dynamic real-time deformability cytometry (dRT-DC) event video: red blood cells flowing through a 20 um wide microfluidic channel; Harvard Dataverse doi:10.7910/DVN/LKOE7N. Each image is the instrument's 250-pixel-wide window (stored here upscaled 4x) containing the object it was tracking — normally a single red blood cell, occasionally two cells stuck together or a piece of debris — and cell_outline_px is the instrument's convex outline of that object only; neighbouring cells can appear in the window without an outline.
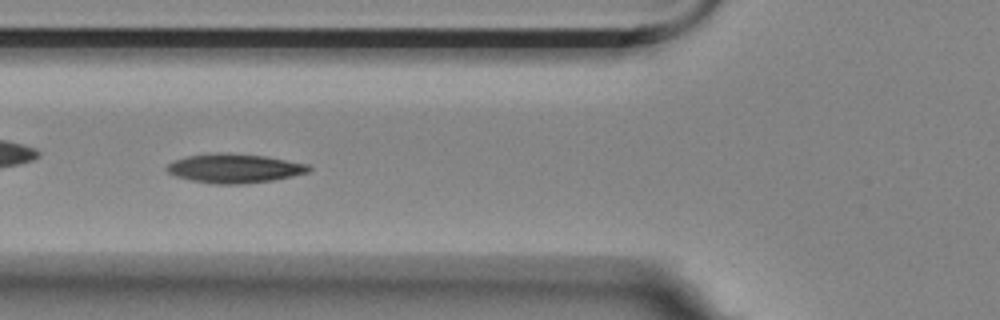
{"species": "Egyptian fruit bat (a non-hibernating species)", "species_latin": "Rousettus aegyptiacus", "temperature_condition": "room temperature", "stored_images_in_passage": 56, "camera_frame_rate_fps": 3000, "um_per_image_px": 0.085, "animal": {"sex": "female"}, "frame": {"image": 1, "passage_image": 20, "time_ms": 6.333, "image_size_px": [1000, 320], "cell_outline_px": [[312, 168], [308, 172], [292, 176], [272, 180], [244, 184], [216, 184], [192, 180], [176, 176], [168, 172], [164, 168], [172, 160], [188, 156], [216, 152], [224, 152], [264, 156], [308, 164]], "centroid_in_image_um": [19.9, 14.3], "position_along_channel_um": 105.9, "area_um2": 24.04}}
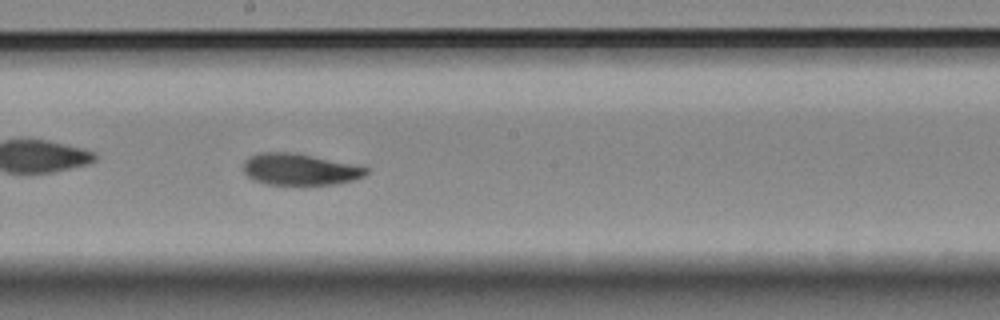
{"frame": {"image": 2, "passage_image": 30, "time_ms": 9.667, "image_size_px": [1000, 320], "cell_outline_px": [[368, 172], [364, 176], [352, 180], [336, 184], [264, 184], [252, 180], [244, 172], [244, 160], [260, 152], [292, 152], [312, 156], [368, 168]], "centroid_in_image_um": [25.43, 14.4], "position_along_channel_um": 222.8, "area_um2": 22.2}}
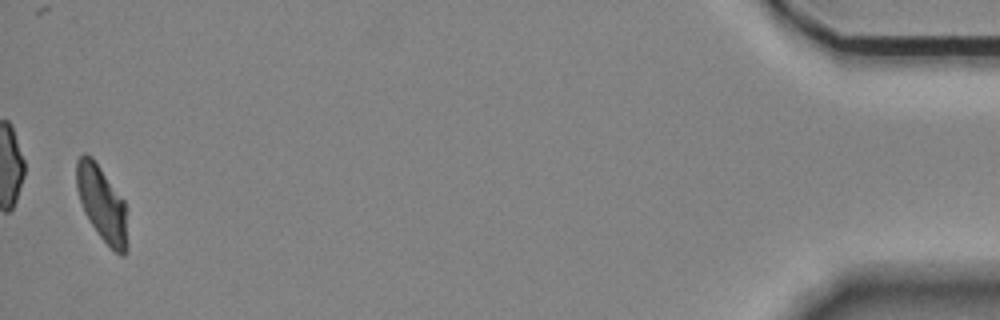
{"frame": {"image": 3, "passage_image": 55, "time_ms": 18.0, "image_size_px": [1000, 320], "cell_outline_px": [[128, 252], [124, 256], [120, 256], [100, 236], [84, 212], [76, 188], [76, 160], [84, 152], [92, 156], [124, 200], [128, 244]], "centroid_in_image_um": [8.67, 17.3], "position_along_channel_um": 426.5, "area_um2": 22.25}, "authors_computed_cell_mechanics": {"area_um2": 23.12, "velocity_mm_per_s": 3.5045, "shape_relaxation_time_tau1_ms": 4.7024, "shape_relaxation_time_tau2_ms": 2.4571, "deformation_change_tau1": 0.1442, "deformation_change_tau2": 0.0753}}